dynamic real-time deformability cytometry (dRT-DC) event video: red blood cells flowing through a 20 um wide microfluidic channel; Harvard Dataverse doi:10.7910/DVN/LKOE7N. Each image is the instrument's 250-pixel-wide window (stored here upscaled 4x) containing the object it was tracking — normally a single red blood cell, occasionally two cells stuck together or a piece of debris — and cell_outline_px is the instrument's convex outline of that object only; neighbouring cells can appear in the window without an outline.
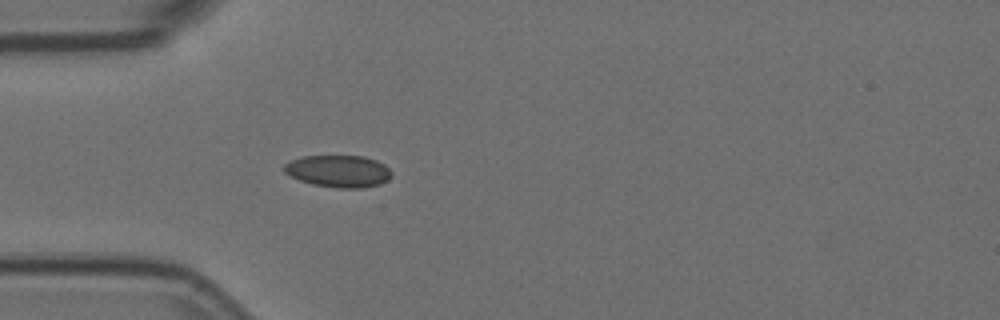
{"species": "Egyptian fruit bat (a non-hibernating species)", "species_latin": "Rousettus aegyptiacus", "temperature_condition": "room temperature", "stored_images_in_passage": 1, "camera_frame_rate_fps": 3000, "um_per_image_px": 0.085, "animal": {"sex": "female"}, "frame": {"image": 1, "passage_image": 1, "time_ms": 0.0, "image_size_px": [1000, 320], "cell_outline_px": [[392, 176], [388, 180], [380, 184], [364, 188], [336, 188], [312, 184], [300, 180], [284, 172], [284, 164], [300, 156], [364, 156], [376, 160], [384, 164], [392, 172]], "centroid_in_image_um": [28.8, 14.55], "position_along_channel_um": 56.2, "area_um2": 20.17}}